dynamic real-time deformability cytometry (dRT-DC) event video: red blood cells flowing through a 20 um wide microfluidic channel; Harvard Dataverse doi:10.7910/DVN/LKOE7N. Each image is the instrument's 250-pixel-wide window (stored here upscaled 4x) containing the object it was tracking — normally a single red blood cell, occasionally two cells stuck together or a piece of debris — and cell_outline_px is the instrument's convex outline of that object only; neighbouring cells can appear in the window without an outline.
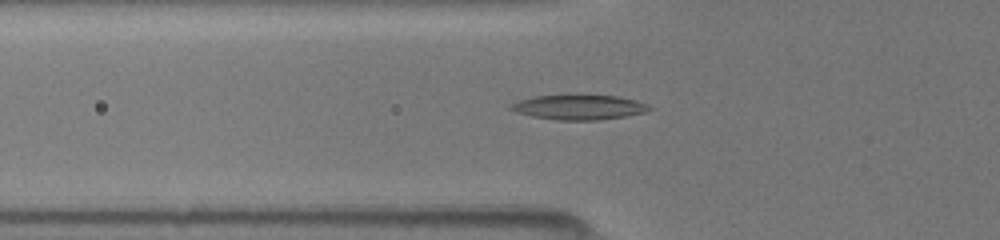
{"species": "common noctule bat (a hibernating species)", "species_latin": "Nyctalus noctula", "temperature_condition": "room temperature", "stored_images_in_passage": 43, "camera_frame_rate_fps": 3000, "um_per_image_px": 0.085, "animal": {"sex": "female", "body_mass_g": 19.5, "forearm_length_mm": 54.1}, "frame": {"image": 1, "passage_image": 12, "time_ms": 3.667, "image_size_px": [1000, 240], "cell_outline_px": [[652, 108], [644, 112], [624, 116], [600, 120], [556, 120], [532, 116], [516, 112], [508, 108], [508, 104], [516, 100], [536, 96], [616, 96], [636, 100], [648, 104]], "centroid_in_image_um": [49.16, 9.12], "position_along_channel_um": 76.6, "area_um2": 19.83}}
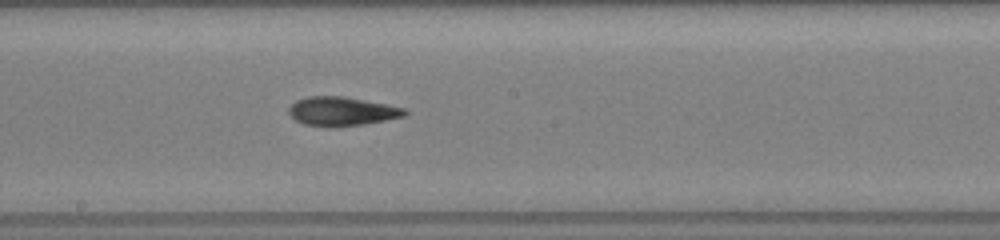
{"frame": {"image": 2, "passage_image": 22, "time_ms": 7.0, "image_size_px": [1000, 240], "cell_outline_px": [[408, 112], [404, 116], [364, 124], [336, 128], [332, 128], [304, 124], [296, 120], [288, 112], [288, 108], [296, 100], [308, 96], [344, 96], [404, 108]], "centroid_in_image_um": [29.02, 9.47], "position_along_channel_um": 219.2, "area_um2": 19.54}}
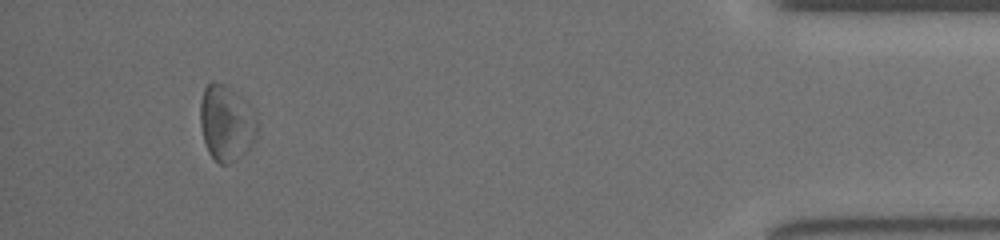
{"frame": {"image": 3, "passage_image": 40, "time_ms": 13.0, "image_size_px": [1000, 240], "cell_outline_px": [[256, 140], [236, 160], [228, 164], [220, 164], [208, 152], [204, 140], [200, 124], [200, 100], [204, 88], [212, 80], [216, 80], [224, 84], [244, 100], [252, 108], [256, 120]], "centroid_in_image_um": [19.21, 10.44], "position_along_channel_um": 416.0, "area_um2": 25.03}}